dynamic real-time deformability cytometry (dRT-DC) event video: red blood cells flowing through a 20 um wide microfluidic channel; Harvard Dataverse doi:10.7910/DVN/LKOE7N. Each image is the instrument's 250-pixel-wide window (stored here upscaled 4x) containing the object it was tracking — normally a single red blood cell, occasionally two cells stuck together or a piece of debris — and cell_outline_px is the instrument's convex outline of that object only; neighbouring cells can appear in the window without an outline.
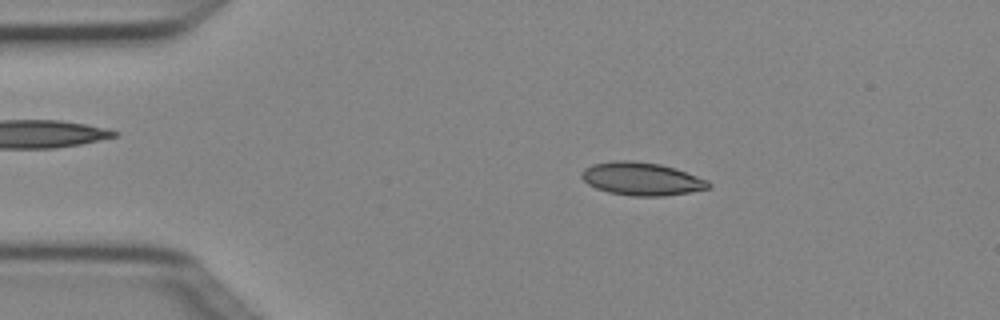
{"species": "Egyptian fruit bat (a non-hibernating species)", "species_latin": "Rousettus aegyptiacus", "temperature_condition": "cold", "stored_images_in_passage": 3, "camera_frame_rate_fps": 3000, "um_per_image_px": 0.085, "animal": {"sex": "female"}, "frame": {"image": 1, "passage_image": 1, "time_ms": 0.0, "image_size_px": [1000, 320], "cell_outline_px": [[712, 184], [708, 188], [688, 192], [664, 196], [632, 196], [608, 192], [596, 188], [588, 184], [580, 176], [580, 172], [584, 168], [592, 164], [612, 160], [628, 160], [660, 164], [676, 168], [708, 180]], "centroid_in_image_um": [54.51, 15.19], "position_along_channel_um": 30.5, "area_um2": 24.51}}
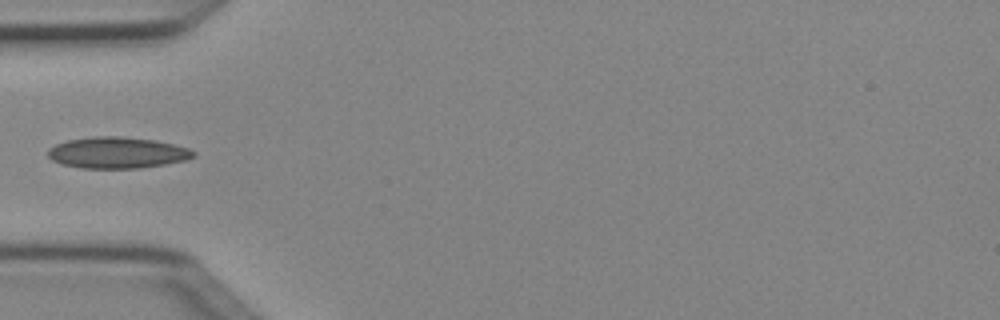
{"frame": {"image": 2, "passage_image": 3, "time_ms": 0.667, "image_size_px": [1000, 320], "cell_outline_px": [[196, 156], [184, 160], [164, 164], [140, 168], [80, 168], [60, 164], [52, 160], [48, 156], [48, 148], [56, 144], [68, 140], [92, 136], [120, 136], [156, 140], [188, 148], [196, 152]], "centroid_in_image_um": [9.94, 12.97], "position_along_channel_um": 75.1, "area_um2": 26.59}}